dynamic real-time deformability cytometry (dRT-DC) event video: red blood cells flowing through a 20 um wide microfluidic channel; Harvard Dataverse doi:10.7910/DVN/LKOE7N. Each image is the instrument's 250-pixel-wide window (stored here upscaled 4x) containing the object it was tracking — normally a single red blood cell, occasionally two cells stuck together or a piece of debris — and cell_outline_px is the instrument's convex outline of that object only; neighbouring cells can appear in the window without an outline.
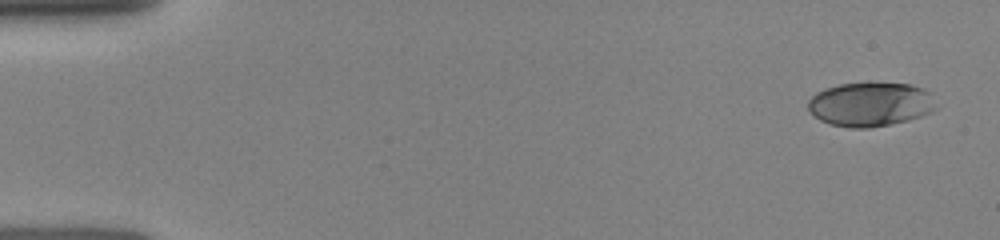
{"species": "human", "species_latin": "Homo sapiens", "temperature_condition": "room temperature", "stored_images_in_passage": 10, "camera_frame_rate_fps": 3000, "um_per_image_px": 0.085, "donor": {"sex": "female"}, "frame": {"image": 1, "passage_image": 1, "time_ms": 0.0, "image_size_px": [1000, 240], "cell_outline_px": [[936, 108], [932, 112], [908, 120], [868, 128], [848, 128], [832, 124], [820, 120], [808, 108], [808, 100], [816, 92], [824, 88], [840, 84], [868, 80], [912, 84], [924, 88], [928, 92]], "centroid_in_image_um": [73.97, 8.81], "position_along_channel_um": 11.0, "area_um2": 33.47}}
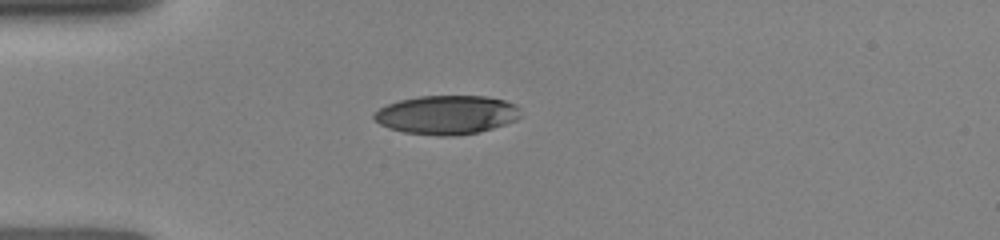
{"frame": {"image": 2, "passage_image": 6, "time_ms": 3.667, "image_size_px": [1000, 240], "cell_outline_px": [[520, 116], [516, 120], [492, 128], [476, 132], [452, 136], [436, 136], [404, 132], [388, 128], [380, 124], [372, 116], [372, 112], [388, 104], [400, 100], [420, 96], [488, 96], [504, 100], [516, 104], [520, 108]], "centroid_in_image_um": [37.96, 9.75], "position_along_channel_um": 47.0, "area_um2": 33.23}}
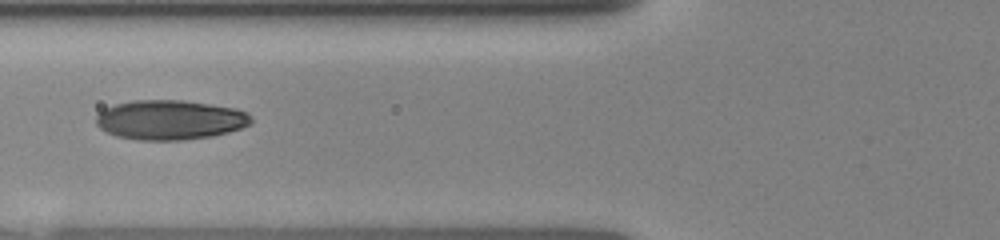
{"frame": {"image": 3, "passage_image": 9, "time_ms": 5.667, "image_size_px": [1000, 240], "cell_outline_px": [[252, 124], [228, 132], [212, 136], [184, 140], [136, 140], [116, 136], [100, 128], [96, 124], [96, 116], [104, 108], [116, 104], [132, 100], [184, 100], [236, 108], [248, 112], [252, 120]], "centroid_in_image_um": [14.46, 10.19], "position_along_channel_um": 111.3, "area_um2": 36.01}}